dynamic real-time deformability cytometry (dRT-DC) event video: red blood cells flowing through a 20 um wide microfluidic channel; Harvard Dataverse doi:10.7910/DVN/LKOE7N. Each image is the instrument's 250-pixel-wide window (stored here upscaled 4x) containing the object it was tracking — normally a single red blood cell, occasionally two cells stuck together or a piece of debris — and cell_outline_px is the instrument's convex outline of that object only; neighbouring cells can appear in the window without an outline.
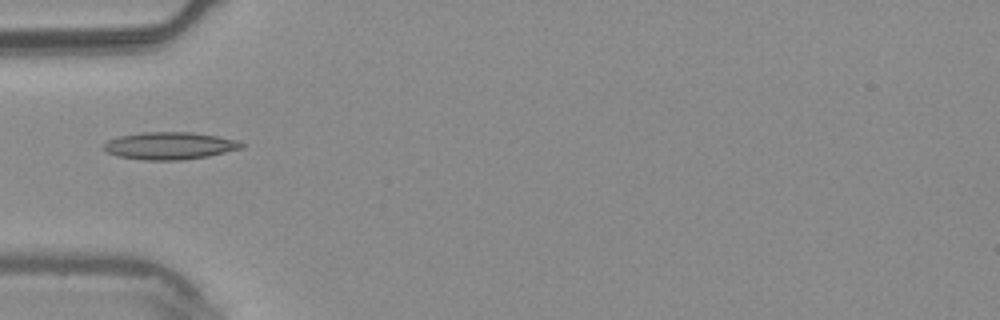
{"species": "common noctule bat (a hibernating species)", "species_latin": "Nyctalus noctula", "temperature_condition": "warm", "stored_images_in_passage": 5, "camera_frame_rate_fps": 3000, "um_per_image_px": 0.085, "animal": {"sex": "male", "body_mass_g": 20.4}, "frame": {"image": 1, "passage_image": 5, "time_ms": 1.333, "image_size_px": [1000, 320], "cell_outline_px": [[244, 148], [208, 156], [184, 160], [144, 160], [116, 156], [108, 152], [104, 148], [104, 144], [108, 140], [120, 136], [144, 132], [192, 132], [216, 136], [236, 140], [244, 144]], "centroid_in_image_um": [14.44, 12.39], "position_along_channel_um": 70.6, "area_um2": 21.91}}